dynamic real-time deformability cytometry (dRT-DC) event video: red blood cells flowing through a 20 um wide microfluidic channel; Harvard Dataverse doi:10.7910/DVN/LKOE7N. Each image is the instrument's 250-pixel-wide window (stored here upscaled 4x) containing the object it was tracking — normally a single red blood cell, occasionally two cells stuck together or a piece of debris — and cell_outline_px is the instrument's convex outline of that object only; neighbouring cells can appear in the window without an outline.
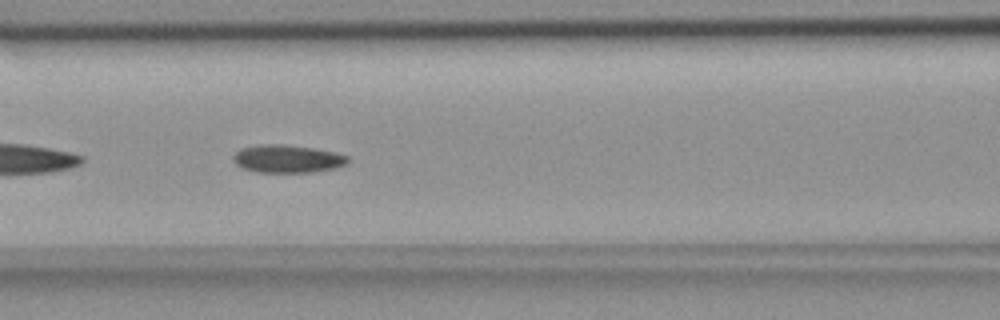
{"species": "common noctule bat (a hibernating species)", "species_latin": "Nyctalus noctula", "temperature_condition": "room temperature", "stored_images_in_passage": 41, "camera_frame_rate_fps": 3000, "um_per_image_px": 0.085, "animal": {"sex": "female", "body_mass_g": 18.4}, "frame": {"image": 1, "passage_image": 8, "time_ms": 2.333, "image_size_px": [1000, 320], "cell_outline_px": [[348, 164], [336, 168], [312, 172], [256, 172], [240, 168], [232, 160], [232, 156], [240, 148], [264, 144], [280, 144], [312, 148], [332, 152], [348, 156]], "centroid_in_image_um": [24.39, 13.51], "position_along_channel_um": 142.2, "area_um2": 18.61}}
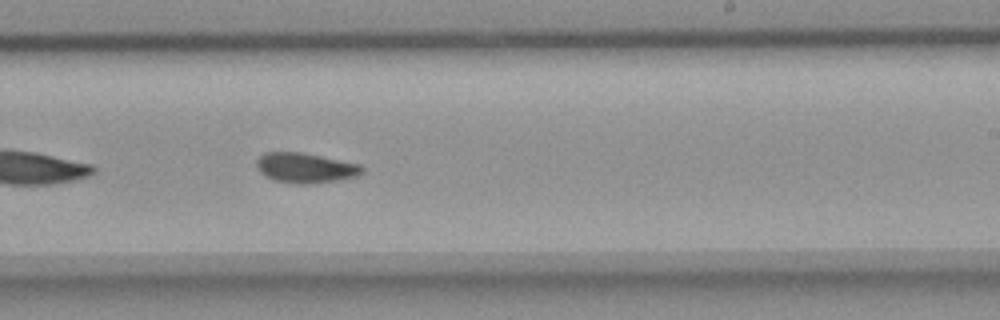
{"frame": {"image": 2, "passage_image": 18, "time_ms": 5.667, "image_size_px": [1000, 320], "cell_outline_px": [[364, 172], [356, 176], [340, 180], [312, 184], [296, 184], [272, 180], [264, 176], [256, 168], [256, 160], [264, 152], [304, 152], [360, 164], [364, 168]], "centroid_in_image_um": [25.95, 14.27], "position_along_channel_um": 263.1, "area_um2": 18.84}}
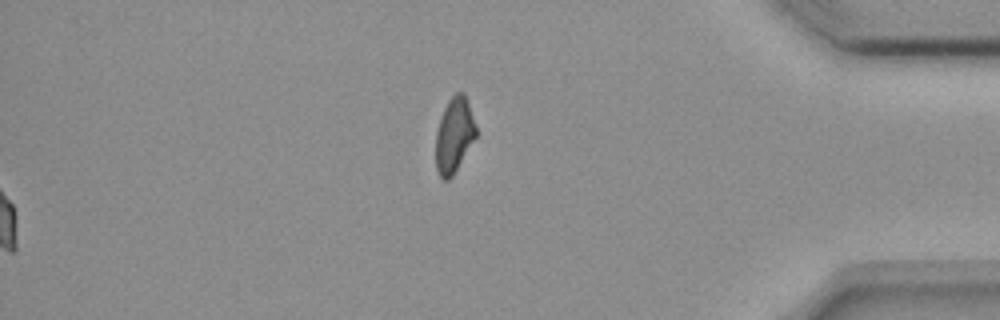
{"frame": {"image": 3, "passage_image": 41, "time_ms": 13.333, "image_size_px": [1000, 320], "cell_outline_px": [[476, 136], [452, 176], [448, 180], [444, 180], [440, 176], [436, 168], [436, 132], [444, 108], [448, 100], [456, 92], [464, 92], [476, 128]], "centroid_in_image_um": [38.59, 11.48], "position_along_channel_um": 396.6, "area_um2": 17.17}, "authors_computed_cell_mechanics": {"area_um2": 18.0336, "velocity_mm_per_s": 3.6454, "shape_relaxation_time_tau1_ms": 7.2369, "shape_relaxation_time_tau2_ms": 2.0433, "deformation_change_tau1": 0.1526, "deformation_change_tau2": 0.0739}}